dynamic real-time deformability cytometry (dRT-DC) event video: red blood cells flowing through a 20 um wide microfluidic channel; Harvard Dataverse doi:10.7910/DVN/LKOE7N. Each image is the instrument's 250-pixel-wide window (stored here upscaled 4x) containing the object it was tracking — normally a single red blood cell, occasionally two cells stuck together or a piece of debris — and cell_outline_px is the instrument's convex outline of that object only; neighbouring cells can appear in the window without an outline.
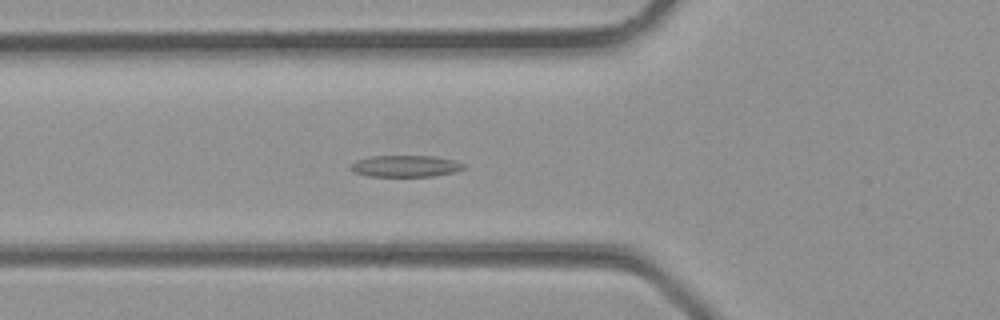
{"species": "common noctule bat (a hibernating species)", "species_latin": "Nyctalus noctula", "temperature_condition": "room temperature", "stored_images_in_passage": 35, "segment_of_instrument_passage": [1, 2], "camera_frame_rate_fps": 3000, "um_per_image_px": 0.085, "animal": {"sex": "male", "body_mass_g": 23.1, "forearm_length_mm": 52.7}, "frame": {"image": 1, "passage_image": 12, "time_ms": 3.667, "image_size_px": [1000, 320], "cell_outline_px": [[468, 168], [456, 172], [436, 176], [368, 176], [356, 172], [348, 168], [348, 164], [356, 160], [368, 156], [436, 156], [452, 160], [464, 164]], "centroid_in_image_um": [34.46, 14.12], "position_along_channel_um": 91.3, "area_um2": 14.45}}
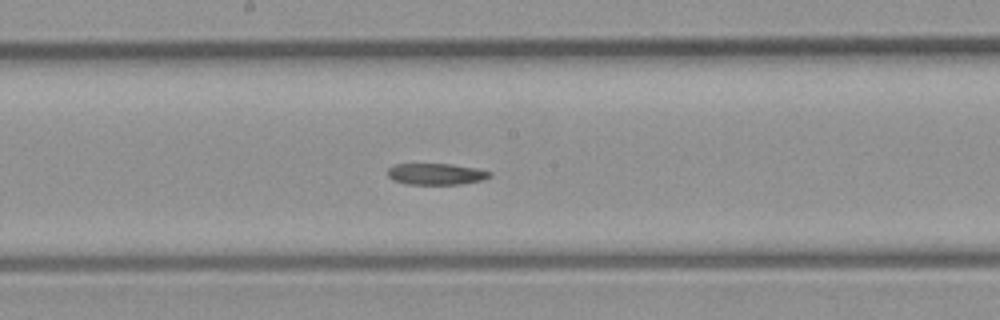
{"frame": {"image": 2, "passage_image": 18, "time_ms": 5.667, "image_size_px": [1000, 320], "cell_outline_px": [[492, 176], [484, 180], [460, 184], [404, 184], [392, 180], [388, 176], [388, 168], [392, 164], [452, 164], [476, 168], [492, 172]], "centroid_in_image_um": [37.06, 14.79], "position_along_channel_um": 211.1, "area_um2": 12.89}}
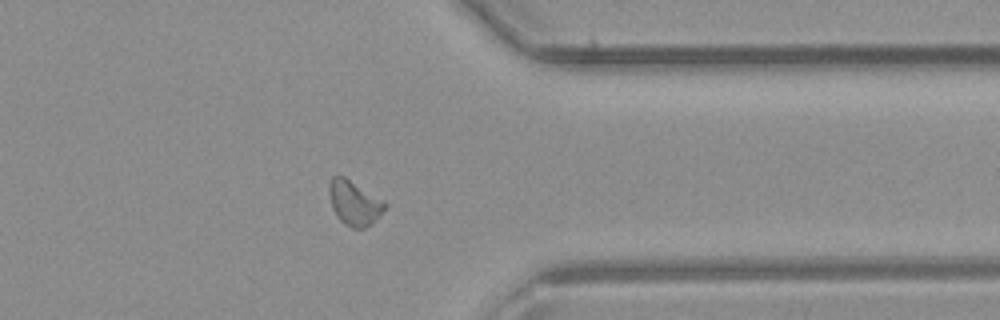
{"frame": {"image": 3, "passage_image": 27, "time_ms": 8.667, "image_size_px": [1000, 320], "cell_outline_px": [[388, 204], [372, 224], [364, 228], [352, 228], [344, 224], [336, 216], [332, 208], [328, 192], [328, 184], [332, 176], [344, 176], [384, 200]], "centroid_in_image_um": [30.09, 17.24], "position_along_channel_um": 381.3, "area_um2": 14.62}}